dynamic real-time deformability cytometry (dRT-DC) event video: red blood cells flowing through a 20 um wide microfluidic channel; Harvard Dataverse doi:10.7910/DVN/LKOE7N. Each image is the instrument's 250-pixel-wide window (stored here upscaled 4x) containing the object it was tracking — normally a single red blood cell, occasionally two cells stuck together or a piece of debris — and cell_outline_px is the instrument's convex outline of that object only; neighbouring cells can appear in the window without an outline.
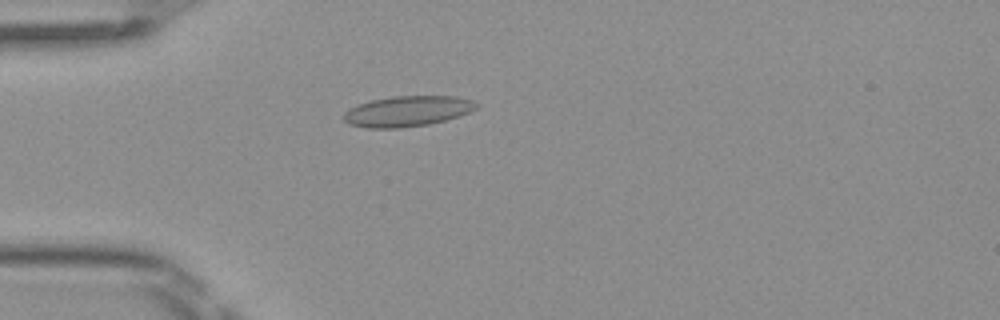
{"species": "Egyptian fruit bat (a non-hibernating species)", "species_latin": "Rousettus aegyptiacus", "temperature_condition": "room temperature", "stored_images_in_passage": 5, "camera_frame_rate_fps": 3000, "um_per_image_px": 0.085, "frame": {"image": 1, "passage_image": 4, "time_ms": 1.0, "image_size_px": [1000, 320], "cell_outline_px": [[480, 104], [476, 108], [460, 116], [428, 124], [400, 128], [368, 128], [348, 124], [344, 120], [344, 112], [348, 108], [356, 104], [368, 100], [392, 96], [456, 96], [472, 100]], "centroid_in_image_um": [34.59, 9.44], "position_along_channel_um": 50.4, "area_um2": 23.81}}